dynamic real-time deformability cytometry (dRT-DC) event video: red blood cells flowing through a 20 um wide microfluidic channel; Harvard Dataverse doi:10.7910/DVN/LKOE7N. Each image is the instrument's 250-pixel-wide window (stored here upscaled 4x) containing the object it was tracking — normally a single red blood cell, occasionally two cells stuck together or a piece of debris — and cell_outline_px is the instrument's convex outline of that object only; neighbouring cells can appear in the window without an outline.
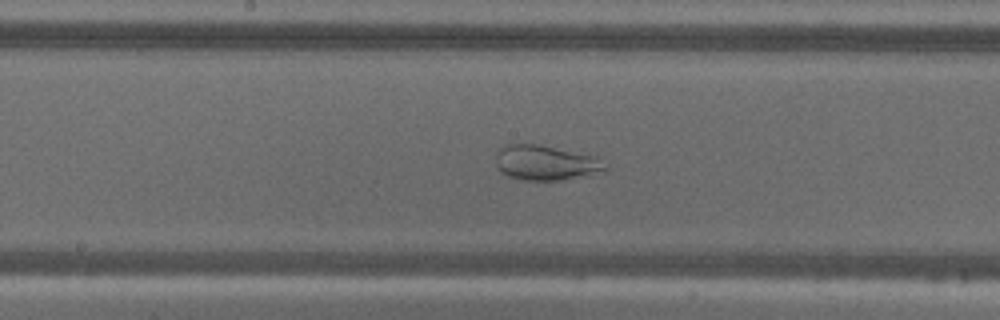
{"species": "common noctule bat (a hibernating species)", "species_latin": "Nyctalus noctula", "temperature_condition": "warm", "stored_images_in_passage": 55, "camera_frame_rate_fps": 3000, "um_per_image_px": 0.085, "animal": {"sex": "male", "body_mass_g": 18.8}, "frame": {"image": 1, "passage_image": 28, "time_ms": 9.0, "image_size_px": [1000, 320], "cell_outline_px": [[608, 168], [604, 172], [588, 176], [560, 180], [520, 180], [508, 176], [500, 172], [496, 164], [496, 148], [504, 144], [536, 144], [600, 156]], "centroid_in_image_um": [46.41, 13.83], "position_along_channel_um": 201.8, "area_um2": 22.95}}
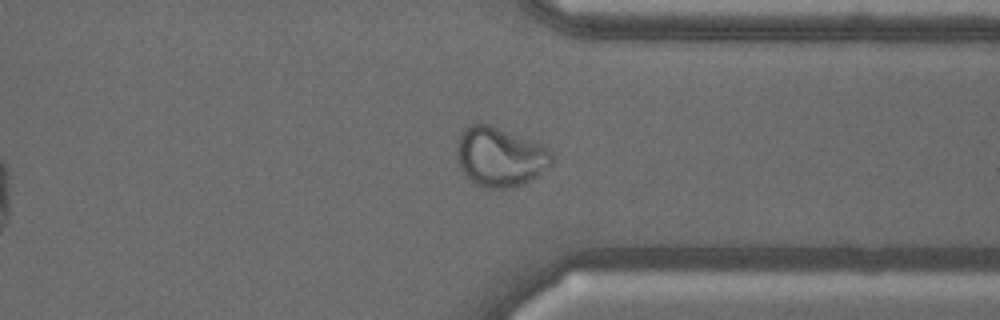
{"frame": {"image": 2, "passage_image": 42, "time_ms": 13.667, "image_size_px": [1000, 320], "cell_outline_px": [[556, 160], [552, 164], [532, 180], [524, 184], [508, 188], [484, 188], [476, 184], [460, 168], [456, 156], [456, 152], [460, 136], [464, 128], [472, 124], [488, 124], [544, 144], [552, 152]], "centroid_in_image_um": [42.55, 13.34], "position_along_channel_um": 368.8, "area_um2": 33.06}}
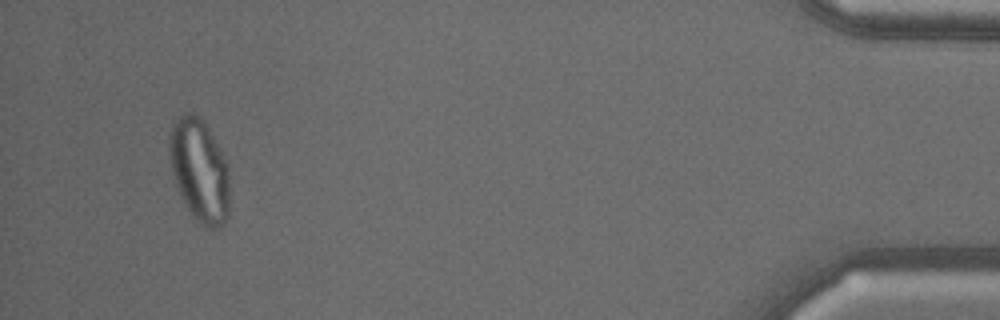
{"frame": {"image": 3, "passage_image": 52, "time_ms": 17.0, "image_size_px": [1000, 320], "cell_outline_px": [[228, 216], [224, 224], [216, 228], [204, 228], [200, 224], [188, 208], [180, 196], [172, 172], [168, 148], [168, 136], [172, 124], [184, 112], [192, 112], [200, 116], [204, 120], [220, 148], [228, 164]], "centroid_in_image_um": [16.94, 14.44], "position_along_channel_um": 418.3, "area_um2": 36.41}}